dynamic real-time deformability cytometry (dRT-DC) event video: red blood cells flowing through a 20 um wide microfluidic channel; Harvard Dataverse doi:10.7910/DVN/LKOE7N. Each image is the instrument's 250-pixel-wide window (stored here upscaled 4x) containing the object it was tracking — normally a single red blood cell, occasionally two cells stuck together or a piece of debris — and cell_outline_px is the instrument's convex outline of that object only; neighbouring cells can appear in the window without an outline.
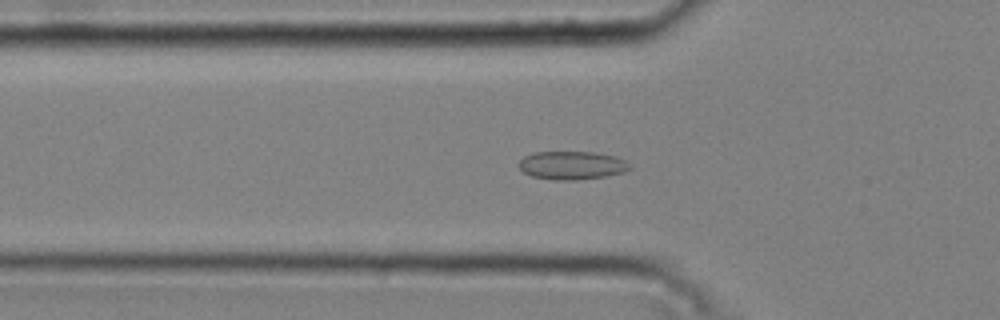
{"species": "common noctule bat (a hibernating species)", "species_latin": "Nyctalus noctula", "temperature_condition": "cold", "stored_images_in_passage": 43, "camera_frame_rate_fps": 3000, "um_per_image_px": 0.085, "animal": {"sex": "male", "body_mass_g": 20.4}, "frame": {"image": 1, "passage_image": 10, "time_ms": 3.0, "image_size_px": [1000, 320], "cell_outline_px": [[632, 168], [624, 172], [604, 176], [576, 180], [556, 180], [532, 176], [524, 172], [520, 168], [520, 160], [524, 156], [532, 152], [592, 152], [616, 156], [632, 164]], "centroid_in_image_um": [48.64, 14.05], "position_along_channel_um": 77.2, "area_um2": 18.26}}
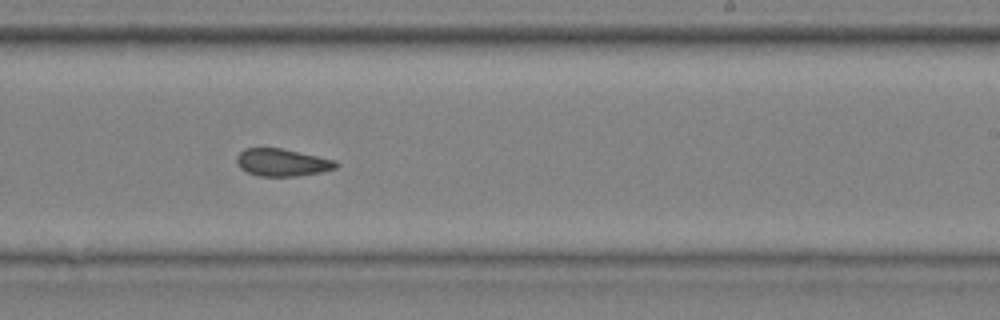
{"frame": {"image": 2, "passage_image": 25, "time_ms": 8.0, "image_size_px": [1000, 320], "cell_outline_px": [[340, 164], [336, 168], [320, 172], [296, 176], [260, 176], [248, 172], [240, 168], [236, 164], [236, 156], [244, 148], [280, 148], [336, 160]], "centroid_in_image_um": [23.97, 13.81], "position_along_channel_um": 265.0, "area_um2": 15.84}}
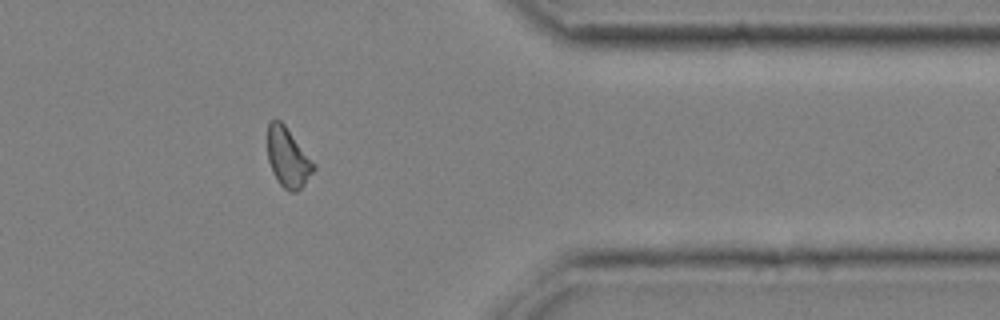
{"frame": {"image": 3, "passage_image": 36, "time_ms": 11.667, "image_size_px": [1000, 320], "cell_outline_px": [[316, 168], [304, 184], [296, 192], [288, 192], [276, 180], [272, 172], [268, 160], [268, 120], [280, 120], [284, 124], [316, 164]], "centroid_in_image_um": [24.47, 13.41], "position_along_channel_um": 386.9, "area_um2": 16.01}}